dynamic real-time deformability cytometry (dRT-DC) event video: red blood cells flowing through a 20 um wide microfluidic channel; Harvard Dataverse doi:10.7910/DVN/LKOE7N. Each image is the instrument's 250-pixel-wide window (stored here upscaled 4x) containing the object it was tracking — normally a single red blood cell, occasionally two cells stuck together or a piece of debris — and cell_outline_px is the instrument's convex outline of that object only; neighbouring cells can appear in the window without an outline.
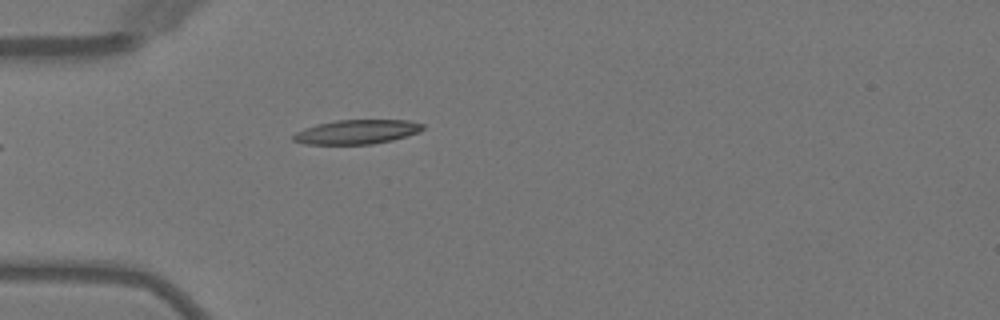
{"species": "Egyptian fruit bat (a non-hibernating species)", "species_latin": "Rousettus aegyptiacus", "temperature_condition": "warm", "stored_images_in_passage": 1, "camera_frame_rate_fps": 3000, "um_per_image_px": 0.085, "animal": {"sex": "female"}, "frame": {"image": 1, "passage_image": 1, "time_ms": 0.0, "image_size_px": [1000, 320], "cell_outline_px": [[424, 128], [420, 132], [392, 140], [372, 144], [304, 144], [292, 140], [292, 136], [296, 132], [304, 128], [336, 120], [408, 120], [424, 124]], "centroid_in_image_um": [30.34, 11.21], "position_along_channel_um": 54.7, "area_um2": 18.26}}